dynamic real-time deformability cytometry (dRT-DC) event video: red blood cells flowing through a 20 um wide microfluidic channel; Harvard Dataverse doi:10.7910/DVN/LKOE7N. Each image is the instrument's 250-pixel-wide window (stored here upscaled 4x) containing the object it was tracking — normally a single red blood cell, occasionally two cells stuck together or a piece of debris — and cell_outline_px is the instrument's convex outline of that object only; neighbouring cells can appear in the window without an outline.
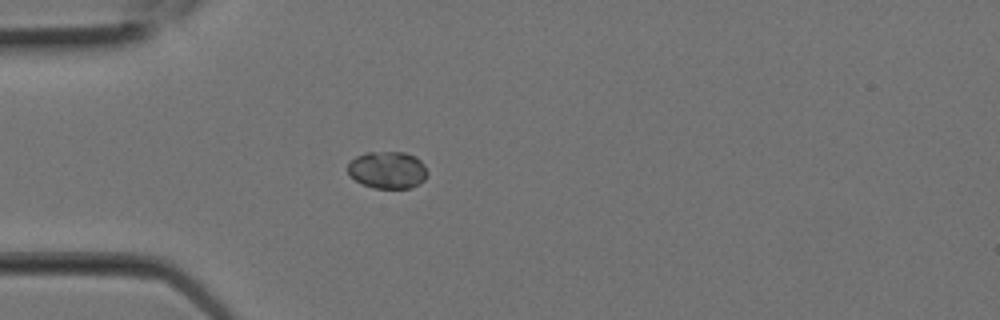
{"species": "Egyptian fruit bat (a non-hibernating species)", "species_latin": "Rousettus aegyptiacus", "temperature_condition": "room temperature", "stored_images_in_passage": 1, "camera_frame_rate_fps": 3000, "um_per_image_px": 0.085, "animal": {"sex": "female"}, "frame": {"image": 1, "passage_image": 1, "time_ms": 0.0, "image_size_px": [1000, 320], "cell_outline_px": [[428, 176], [420, 184], [408, 188], [372, 188], [356, 180], [348, 172], [348, 164], [356, 156], [368, 152], [404, 152], [416, 156], [424, 164], [428, 172]], "centroid_in_image_um": [32.98, 14.44], "position_along_channel_um": 52.0, "area_um2": 17.28}}